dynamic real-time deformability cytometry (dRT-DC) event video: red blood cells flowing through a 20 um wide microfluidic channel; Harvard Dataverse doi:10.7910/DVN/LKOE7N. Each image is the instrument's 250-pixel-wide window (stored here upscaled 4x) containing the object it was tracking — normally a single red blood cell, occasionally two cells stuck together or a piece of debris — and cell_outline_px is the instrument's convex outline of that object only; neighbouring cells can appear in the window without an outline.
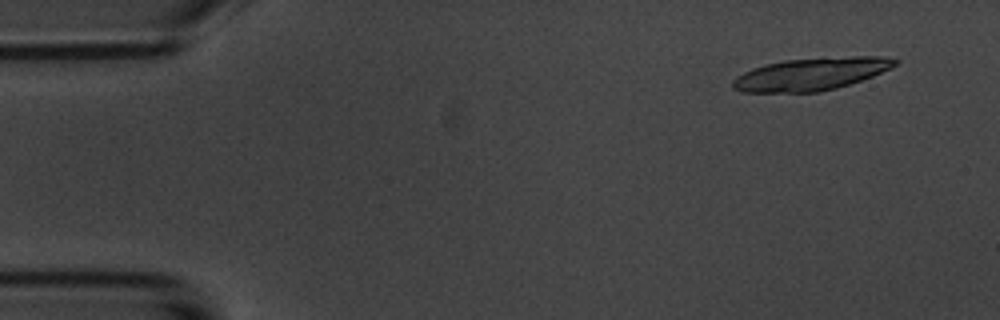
{"species": "common noctule bat (a hibernating species)", "species_latin": "Nyctalus noctula", "temperature_condition": "room temperature", "stored_images_in_passage": 5, "camera_frame_rate_fps": 3000, "um_per_image_px": 0.085, "animal": {"sex": "male", "body_mass_g": 20.1, "forearm_length_mm": 53.5}, "frame": {"image": 1, "passage_image": 1, "time_ms": 0.0, "image_size_px": [1000, 320], "cell_outline_px": [[900, 60], [892, 68], [872, 76], [836, 88], [820, 92], [744, 92], [732, 88], [732, 80], [736, 76], [752, 68], [764, 64], [784, 60], [852, 56], [888, 56]], "centroid_in_image_um": [68.95, 6.28], "position_along_channel_um": 16.1, "area_um2": 30.81}}